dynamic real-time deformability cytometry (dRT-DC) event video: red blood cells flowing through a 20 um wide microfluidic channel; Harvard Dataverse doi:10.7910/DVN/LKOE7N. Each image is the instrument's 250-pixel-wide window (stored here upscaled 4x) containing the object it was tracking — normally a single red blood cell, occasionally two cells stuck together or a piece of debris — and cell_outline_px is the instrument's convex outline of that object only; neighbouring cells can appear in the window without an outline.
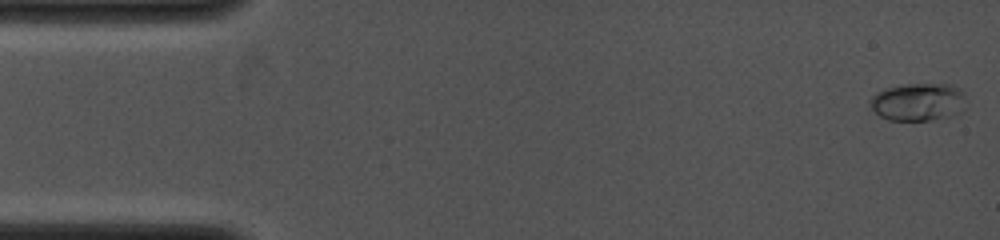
{"species": "common noctule bat (a hibernating species)", "species_latin": "Nyctalus noctula", "temperature_condition": "cold", "stored_images_in_passage": 57, "camera_frame_rate_fps": 4000, "um_per_image_px": 0.085, "animal": {"sex": "female", "body_mass_g": 19.0, "forearm_length_mm": 53.3}, "frame": {"image": 1, "passage_image": 1, "time_ms": 0.0, "image_size_px": [1000, 240], "cell_outline_px": [[964, 108], [960, 112], [948, 116], [928, 120], [888, 120], [880, 116], [872, 108], [868, 100], [876, 92], [884, 88], [908, 84], [948, 84], [960, 88], [964, 92]], "centroid_in_image_um": [78.02, 8.65], "position_along_channel_um": 7.0, "area_um2": 21.1}}
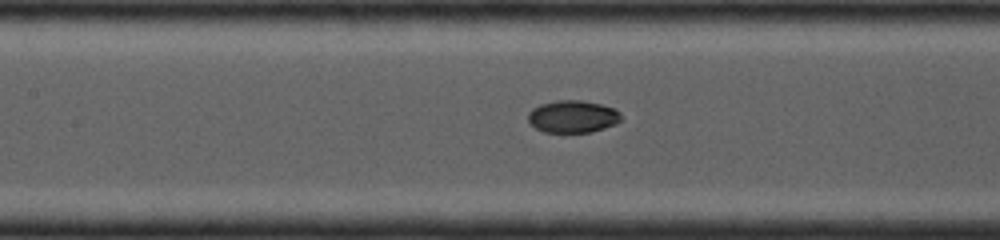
{"frame": {"image": 2, "passage_image": 26, "time_ms": 6.25, "image_size_px": [1000, 240], "cell_outline_px": [[620, 120], [616, 124], [592, 132], [544, 132], [536, 128], [528, 120], [528, 112], [532, 108], [540, 104], [556, 100], [580, 100], [600, 104], [612, 108], [620, 112]], "centroid_in_image_um": [48.66, 9.9], "position_along_channel_um": 158.7, "area_um2": 17.46}}
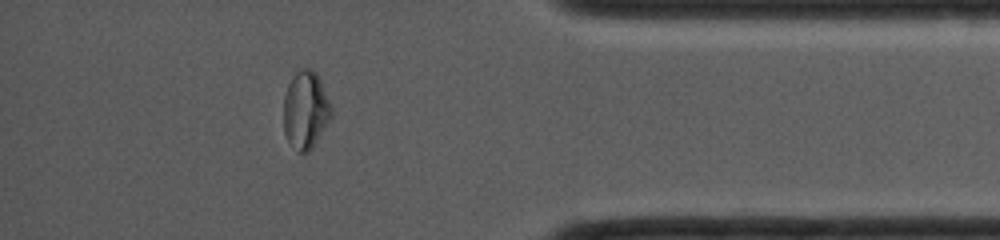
{"frame": {"image": 3, "passage_image": 50, "time_ms": 12.25, "image_size_px": [1000, 240], "cell_outline_px": [[332, 116], [312, 148], [308, 152], [300, 152], [288, 140], [284, 132], [284, 96], [288, 84], [292, 76], [300, 68], [308, 68], [316, 72], [320, 80], [332, 108]], "centroid_in_image_um": [25.97, 9.32], "position_along_channel_um": 409.2, "area_um2": 21.39}}